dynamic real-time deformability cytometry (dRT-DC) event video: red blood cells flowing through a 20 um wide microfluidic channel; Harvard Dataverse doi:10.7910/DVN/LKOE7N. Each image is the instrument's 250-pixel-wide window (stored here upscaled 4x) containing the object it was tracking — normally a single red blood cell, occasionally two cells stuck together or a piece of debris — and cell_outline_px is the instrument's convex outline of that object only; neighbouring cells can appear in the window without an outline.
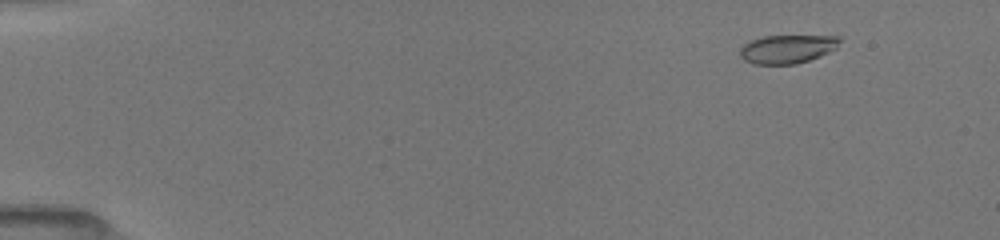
{"species": "common noctule bat (a hibernating species)", "species_latin": "Nyctalus noctula", "temperature_condition": "room temperature", "stored_images_in_passage": 16, "camera_frame_rate_fps": 3000, "um_per_image_px": 0.085, "animal": {"sex": "female", "body_mass_g": 19.5, "forearm_length_mm": 54.1}, "frame": {"image": 1, "passage_image": 3, "time_ms": 1.333, "image_size_px": [1000, 240], "cell_outline_px": [[840, 40], [836, 48], [820, 56], [796, 64], [752, 64], [744, 60], [740, 56], [740, 48], [744, 44], [752, 40], [764, 36], [840, 36]], "centroid_in_image_um": [66.9, 4.17], "position_along_channel_um": 18.1, "area_um2": 16.47}}
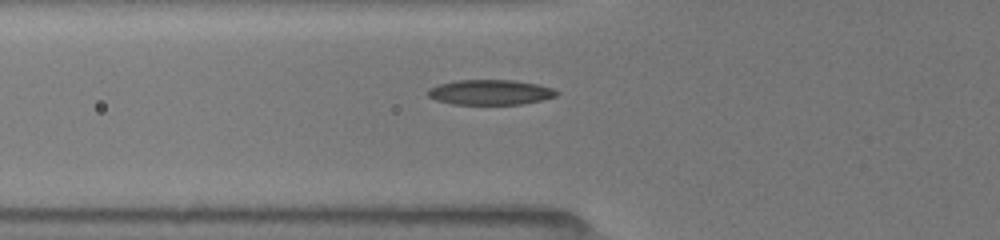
{"frame": {"image": 2, "passage_image": 11, "time_ms": 6.0, "image_size_px": [1000, 240], "cell_outline_px": [[560, 92], [556, 96], [540, 100], [520, 104], [452, 104], [436, 100], [428, 96], [424, 92], [428, 88], [440, 84], [456, 80], [512, 80], [536, 84], [552, 88]], "centroid_in_image_um": [41.62, 7.84], "position_along_channel_um": 84.2, "area_um2": 18.79}}
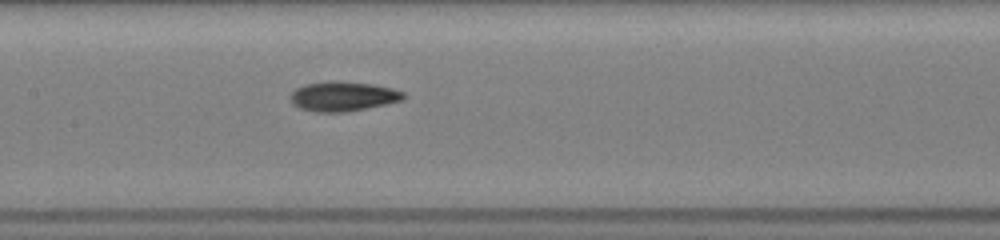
{"frame": {"image": 3, "passage_image": 16, "time_ms": 8.333, "image_size_px": [1000, 240], "cell_outline_px": [[408, 96], [404, 100], [388, 104], [344, 112], [316, 112], [300, 108], [288, 96], [296, 88], [304, 84], [332, 80], [336, 80], [372, 84], [392, 88], [404, 92]], "centroid_in_image_um": [29.2, 8.17], "position_along_channel_um": 178.2, "area_um2": 19.71}}